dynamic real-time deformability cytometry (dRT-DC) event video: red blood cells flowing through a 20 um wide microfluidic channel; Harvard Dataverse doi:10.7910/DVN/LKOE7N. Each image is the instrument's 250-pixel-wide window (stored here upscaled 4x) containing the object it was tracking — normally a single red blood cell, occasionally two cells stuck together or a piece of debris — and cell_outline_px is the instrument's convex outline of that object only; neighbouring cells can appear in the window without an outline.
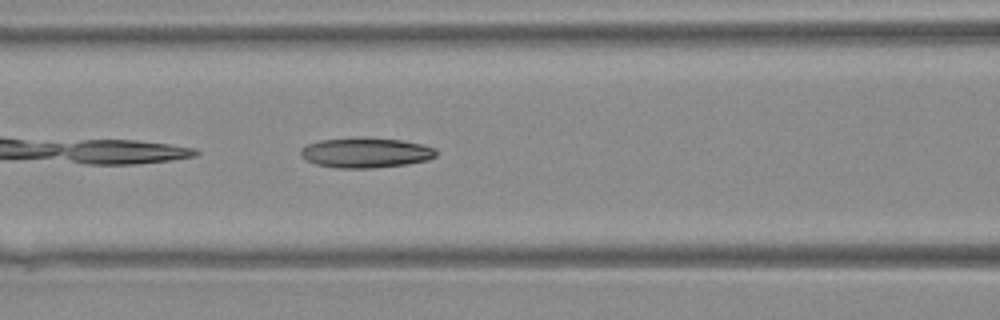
{"species": "Egyptian fruit bat (a non-hibernating species)", "species_latin": "Rousettus aegyptiacus", "temperature_condition": "warm", "stored_images_in_passage": 28, "camera_frame_rate_fps": 3000, "um_per_image_px": 0.085, "animal": {"sex": "female"}, "frame": {"image": 1, "passage_image": 5, "time_ms": 1.333, "image_size_px": [1000, 320], "cell_outline_px": [[436, 156], [428, 160], [404, 164], [372, 168], [336, 168], [316, 164], [300, 156], [300, 148], [308, 144], [320, 140], [400, 140], [424, 144], [436, 148]], "centroid_in_image_um": [31.1, 13.02], "position_along_channel_um": 135.5, "area_um2": 22.83}}
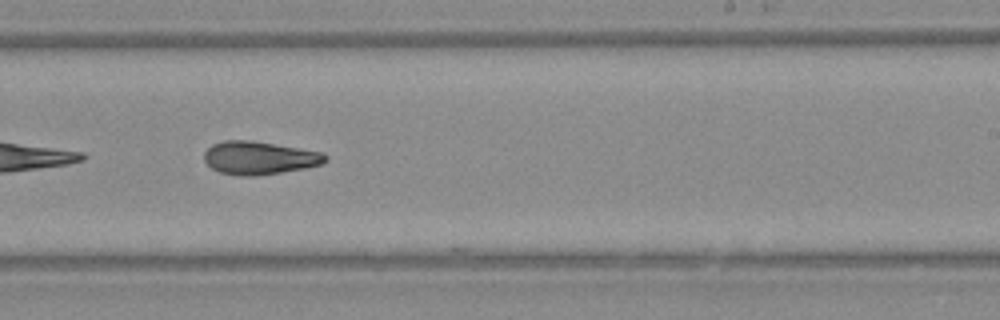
{"frame": {"image": 2, "passage_image": 13, "time_ms": 4.0, "image_size_px": [1000, 320], "cell_outline_px": [[328, 160], [320, 164], [304, 168], [256, 176], [240, 176], [220, 172], [212, 168], [204, 160], [204, 152], [212, 144], [224, 140], [248, 140], [324, 152], [328, 156]], "centroid_in_image_um": [22.03, 13.42], "position_along_channel_um": 267.0, "area_um2": 23.24}}
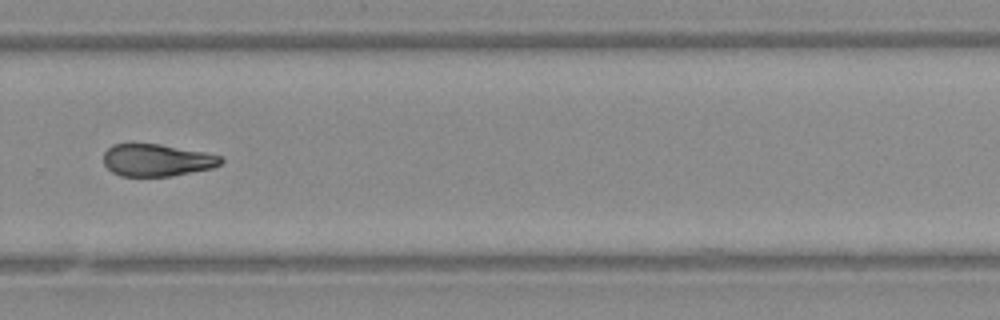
{"frame": {"image": 3, "passage_image": 16, "time_ms": 5.0, "image_size_px": [1000, 320], "cell_outline_px": [[224, 160], [220, 164], [212, 168], [172, 176], [120, 176], [112, 172], [104, 164], [104, 152], [112, 144], [132, 140], [160, 144], [204, 152], [220, 156]], "centroid_in_image_um": [13.26, 13.57], "position_along_channel_um": 316.5, "area_um2": 22.66}}